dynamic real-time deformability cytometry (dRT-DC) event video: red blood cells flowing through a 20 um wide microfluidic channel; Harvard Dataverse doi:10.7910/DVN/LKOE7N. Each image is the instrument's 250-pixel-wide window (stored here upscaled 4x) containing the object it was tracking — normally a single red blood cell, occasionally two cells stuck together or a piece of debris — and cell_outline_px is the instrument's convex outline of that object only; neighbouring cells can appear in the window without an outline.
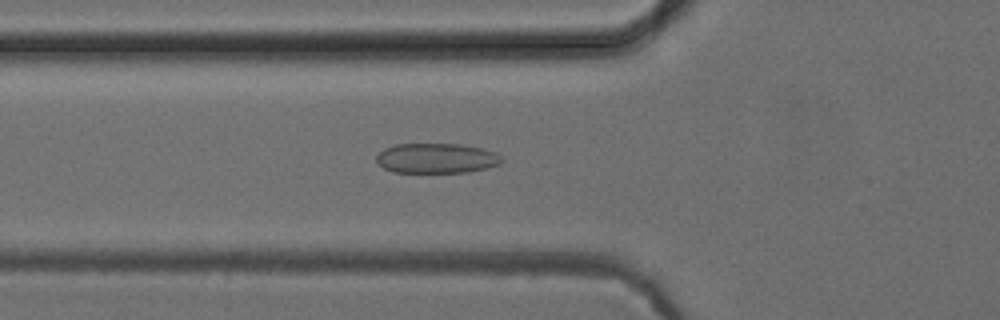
{"species": "common noctule bat (a hibernating species)", "species_latin": "Nyctalus noctula", "temperature_condition": "cold", "stored_images_in_passage": 36, "camera_frame_rate_fps": 3000, "um_per_image_px": 0.085, "animal": {"sex": "female", "body_mass_g": 24.6, "forearm_length_mm": 56.2}, "frame": {"image": 1, "passage_image": 3, "time_ms": 0.667, "image_size_px": [1000, 320], "cell_outline_px": [[504, 160], [500, 164], [488, 168], [468, 172], [392, 172], [384, 168], [376, 160], [376, 156], [384, 148], [396, 144], [460, 144], [480, 148], [496, 152]], "centroid_in_image_um": [37.12, 13.45], "position_along_channel_um": 88.7, "area_um2": 21.91}}
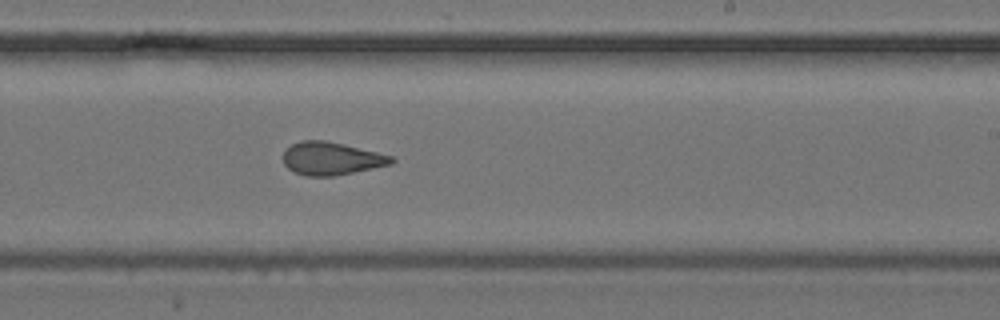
{"frame": {"image": 2, "passage_image": 16, "time_ms": 5.0, "image_size_px": [1000, 320], "cell_outline_px": [[396, 160], [392, 164], [336, 176], [304, 176], [288, 168], [284, 164], [284, 152], [292, 144], [300, 140], [324, 140], [344, 144], [392, 156]], "centroid_in_image_um": [28.17, 13.48], "position_along_channel_um": 260.8, "area_um2": 20.69}}
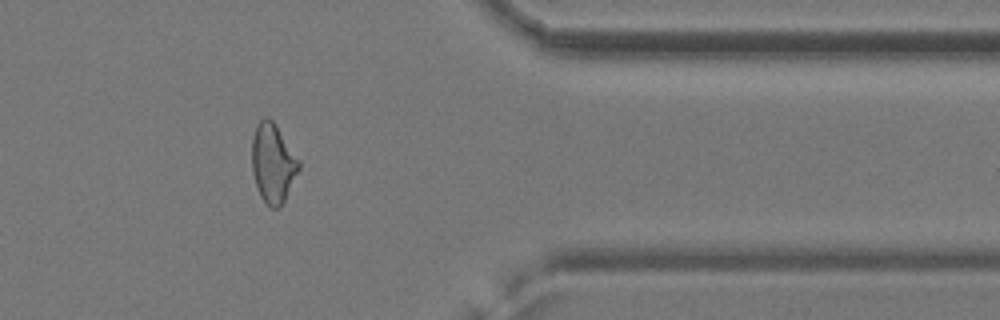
{"frame": {"image": 3, "passage_image": 27, "time_ms": 8.667, "image_size_px": [1000, 320], "cell_outline_px": [[300, 168], [284, 200], [276, 208], [268, 208], [260, 196], [252, 172], [252, 136], [256, 124], [264, 116], [268, 116], [276, 124], [300, 160]], "centroid_in_image_um": [23.19, 13.83], "position_along_channel_um": 388.2, "area_um2": 21.79}, "authors_computed_cell_mechanics": {"area_um2": 21.1837, "velocity_mm_per_s": 3.9629, "shape_relaxation_time_tau1_ms": 6.4291, "shape_relaxation_time_tau2_ms": 1.6791, "deformation_change_tau1": 0.1325, "deformation_change_tau2": 0.0886}}